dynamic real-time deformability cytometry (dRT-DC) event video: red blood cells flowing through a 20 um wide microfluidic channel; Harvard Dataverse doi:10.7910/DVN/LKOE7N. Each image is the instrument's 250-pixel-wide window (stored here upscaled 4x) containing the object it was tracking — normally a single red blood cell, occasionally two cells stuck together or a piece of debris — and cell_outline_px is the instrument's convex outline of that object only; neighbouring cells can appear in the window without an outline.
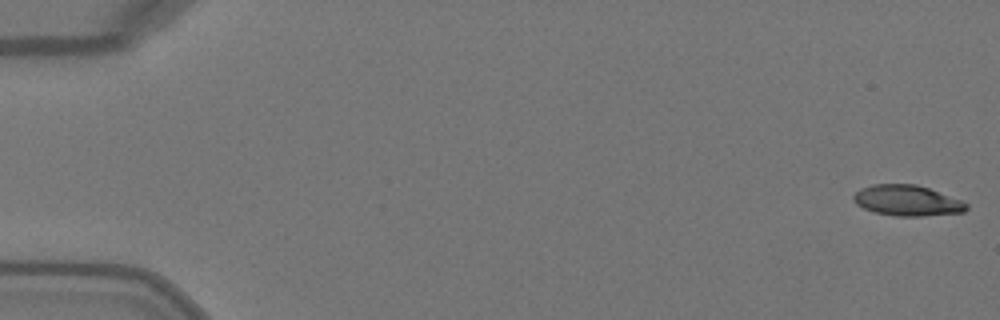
{"species": "Egyptian fruit bat (a non-hibernating species)", "species_latin": "Rousettus aegyptiacus", "temperature_condition": "warm", "stored_images_in_passage": 11, "camera_frame_rate_fps": 3000, "um_per_image_px": 0.085, "animal": {"sex": "female"}, "frame": {"image": 1, "passage_image": 1, "time_ms": 0.0, "image_size_px": [1000, 320], "cell_outline_px": [[968, 208], [964, 212], [924, 216], [896, 216], [876, 212], [864, 208], [856, 204], [852, 200], [852, 196], [860, 188], [872, 184], [916, 184], [964, 200], [968, 204]], "centroid_in_image_um": [77.13, 17.04], "position_along_channel_um": 7.9, "area_um2": 20.35}}